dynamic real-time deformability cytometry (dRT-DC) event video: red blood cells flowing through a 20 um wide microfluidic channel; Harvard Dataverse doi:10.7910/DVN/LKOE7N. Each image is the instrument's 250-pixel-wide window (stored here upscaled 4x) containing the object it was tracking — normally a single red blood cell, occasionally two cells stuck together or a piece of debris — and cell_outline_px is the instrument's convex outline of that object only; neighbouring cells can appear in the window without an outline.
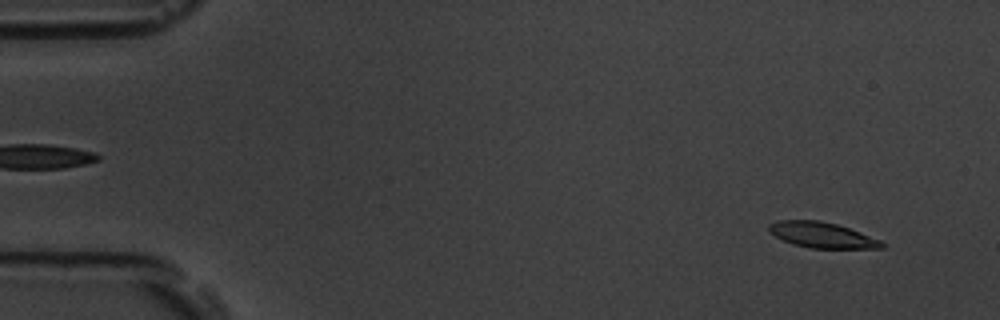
{"species": "common noctule bat (a hibernating species)", "species_latin": "Nyctalus noctula", "temperature_condition": "room temperature", "stored_images_in_passage": 57, "camera_frame_rate_fps": 3000, "um_per_image_px": 0.085, "animal": {"sex": "male", "body_mass_g": 19.5, "forearm_length_mm": 54.6}, "frame": {"image": 1, "passage_image": 4, "time_ms": 1.0, "image_size_px": [1000, 320], "cell_outline_px": [[884, 248], [808, 248], [792, 244], [768, 232], [768, 224], [776, 220], [820, 220], [836, 224], [860, 232], [880, 240], [884, 244]], "centroid_in_image_um": [69.82, 19.97], "position_along_channel_um": 15.2, "area_um2": 16.82}}
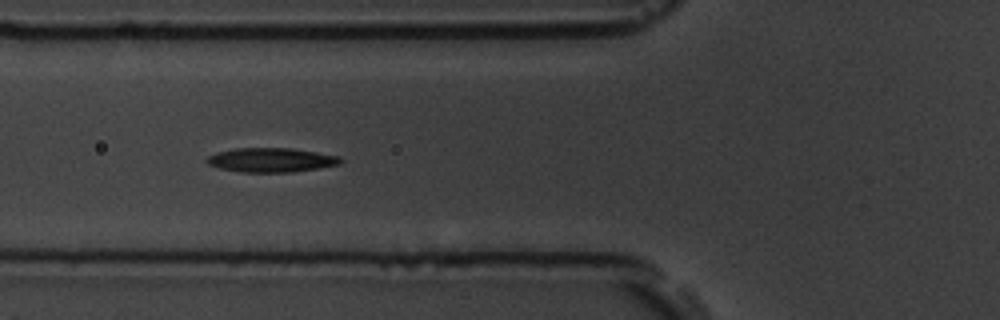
{"frame": {"image": 2, "passage_image": 21, "time_ms": 6.667, "image_size_px": [1000, 320], "cell_outline_px": [[344, 160], [340, 164], [320, 168], [292, 172], [240, 172], [220, 168], [208, 164], [204, 160], [208, 156], [216, 152], [236, 148], [292, 148], [340, 156]], "centroid_in_image_um": [23.06, 13.6], "position_along_channel_um": 102.7, "area_um2": 19.02}}
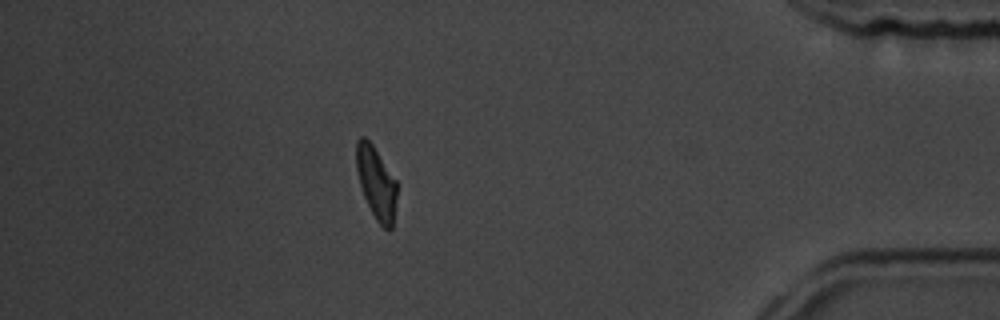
{"frame": {"image": 3, "passage_image": 50, "time_ms": 16.333, "image_size_px": [1000, 320], "cell_outline_px": [[396, 196], [392, 228], [388, 232], [376, 220], [364, 196], [356, 172], [356, 140], [360, 136], [364, 136], [372, 144], [396, 180]], "centroid_in_image_um": [31.96, 15.53], "position_along_channel_um": 403.2, "area_um2": 16.94}, "authors_computed_cell_mechanics": {"area_um2": 17.8602, "velocity_mm_per_s": 3.5595, "shape_relaxation_time_tau1_ms": 3.5842, "shape_relaxation_time_tau2_ms": 3.7654, "deformation_change_tau1": 0.1273, "deformation_change_tau2": 0.1045}}